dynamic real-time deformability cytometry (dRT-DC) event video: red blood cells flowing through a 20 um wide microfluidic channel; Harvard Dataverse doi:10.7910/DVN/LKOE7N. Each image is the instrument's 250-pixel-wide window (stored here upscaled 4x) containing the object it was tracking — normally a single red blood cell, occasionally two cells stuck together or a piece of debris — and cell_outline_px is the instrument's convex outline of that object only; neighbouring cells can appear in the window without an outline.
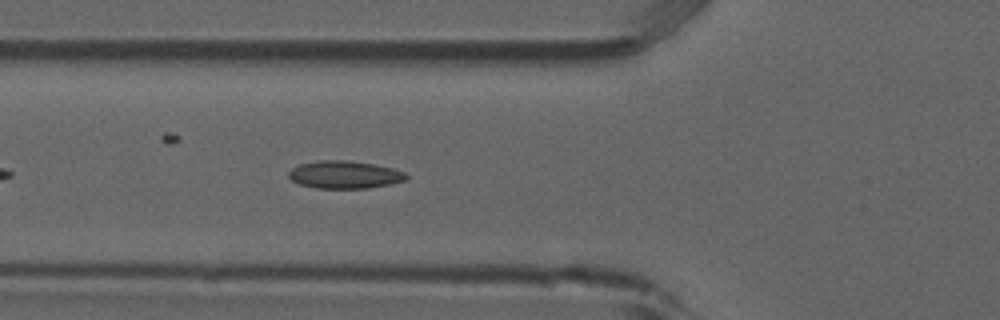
{"species": "common noctule bat (a hibernating species)", "species_latin": "Nyctalus noctula", "temperature_condition": "room temperature", "stored_images_in_passage": 6, "camera_frame_rate_fps": 3000, "um_per_image_px": 0.085, "animal": {"sex": "male", "forearm_length_mm": 52.5}, "frame": {"image": 1, "passage_image": 6, "time_ms": 1.667, "image_size_px": [1000, 320], "cell_outline_px": [[408, 180], [368, 188], [316, 188], [300, 184], [292, 180], [288, 176], [288, 172], [292, 168], [300, 164], [320, 160], [344, 160], [372, 164], [392, 168], [404, 172], [408, 176]], "centroid_in_image_um": [29.28, 14.85], "position_along_channel_um": 96.5, "area_um2": 18.79}}